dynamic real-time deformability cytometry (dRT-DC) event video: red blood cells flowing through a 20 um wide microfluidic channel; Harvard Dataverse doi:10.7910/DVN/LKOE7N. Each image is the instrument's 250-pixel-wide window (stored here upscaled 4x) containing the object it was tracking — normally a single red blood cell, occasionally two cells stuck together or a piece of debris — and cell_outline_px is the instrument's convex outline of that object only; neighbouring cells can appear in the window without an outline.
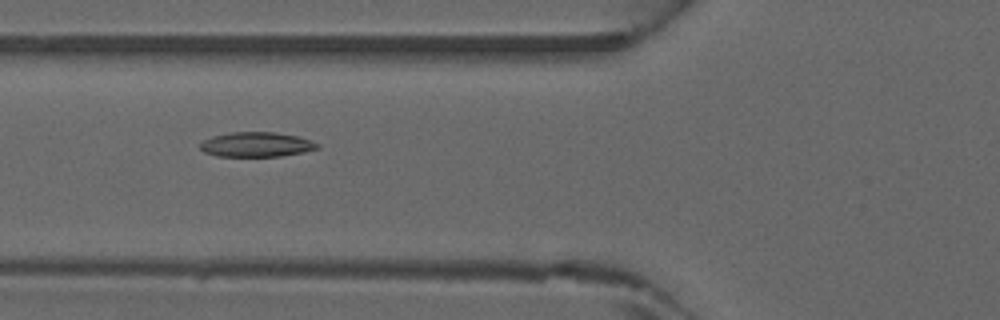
{"species": "common noctule bat (a hibernating species)", "species_latin": "Nyctalus noctula", "temperature_condition": "warm", "stored_images_in_passage": 39, "camera_frame_rate_fps": 3000, "um_per_image_px": 0.085, "animal": {"sex": "male", "forearm_length_mm": 52.5}, "frame": {"image": 1, "passage_image": 11, "time_ms": 3.333, "image_size_px": [1000, 320], "cell_outline_px": [[320, 148], [304, 152], [280, 156], [216, 156], [204, 152], [200, 148], [200, 144], [204, 140], [212, 136], [232, 132], [276, 132], [296, 136], [312, 140], [320, 144]], "centroid_in_image_um": [21.82, 12.28], "position_along_channel_um": 104.0, "area_um2": 16.94}}
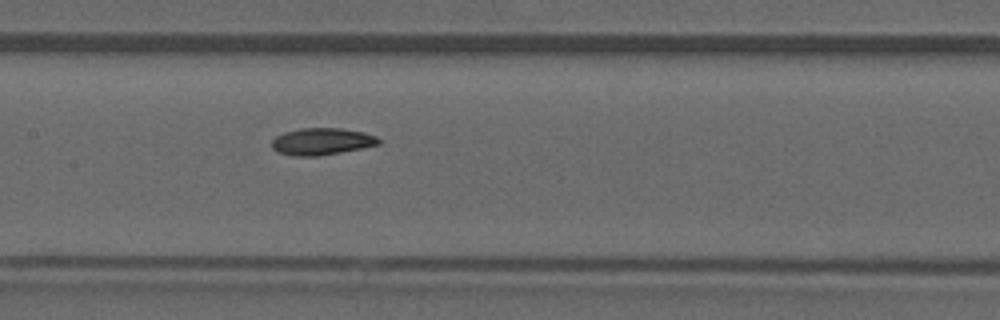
{"frame": {"image": 2, "passage_image": 16, "time_ms": 5.0, "image_size_px": [1000, 320], "cell_outline_px": [[380, 144], [320, 156], [292, 156], [276, 152], [272, 148], [272, 140], [276, 136], [284, 132], [300, 128], [340, 128], [364, 132], [376, 136], [380, 140]], "centroid_in_image_um": [27.32, 12.03], "position_along_channel_um": 180.1, "area_um2": 16.82}}
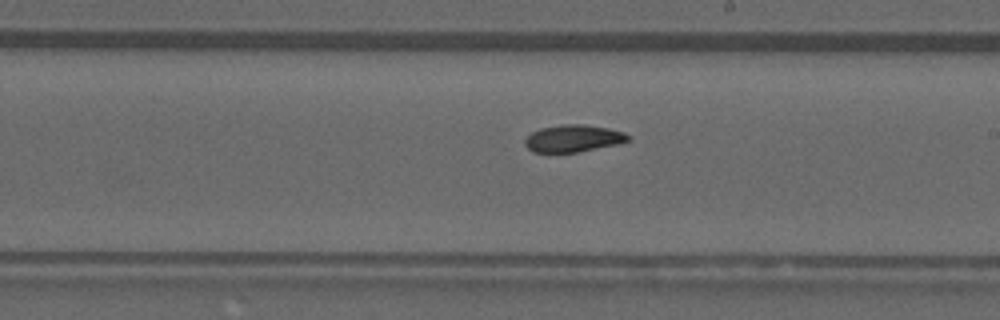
{"frame": {"image": 3, "passage_image": 20, "time_ms": 6.333, "image_size_px": [1000, 320], "cell_outline_px": [[632, 136], [628, 140], [620, 144], [576, 152], [532, 152], [524, 144], [524, 140], [532, 132], [540, 128], [560, 124], [584, 124], [608, 128], [624, 132]], "centroid_in_image_um": [48.74, 11.76], "position_along_channel_um": 240.3, "area_um2": 16.42}}